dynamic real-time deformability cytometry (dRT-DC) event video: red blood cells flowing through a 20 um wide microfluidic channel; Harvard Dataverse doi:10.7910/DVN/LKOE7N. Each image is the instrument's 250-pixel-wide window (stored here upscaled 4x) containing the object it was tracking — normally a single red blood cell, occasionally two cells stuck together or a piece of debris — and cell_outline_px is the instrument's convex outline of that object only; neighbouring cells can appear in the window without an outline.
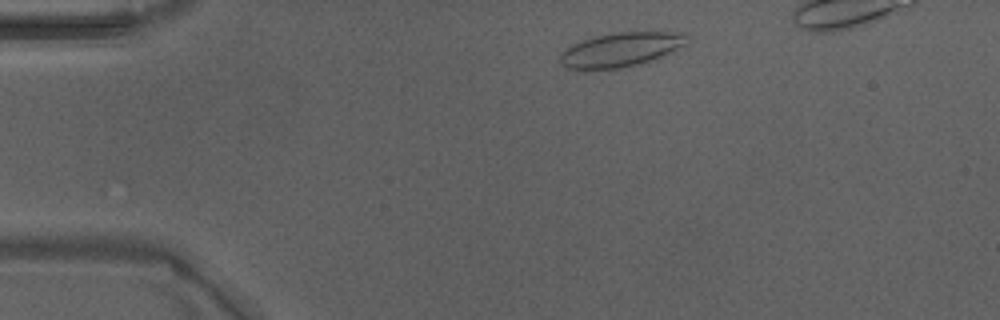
{"species": "Egyptian fruit bat (a non-hibernating species)", "species_latin": "Rousettus aegyptiacus", "temperature_condition": "warm", "stored_images_in_passage": 39, "camera_frame_rate_fps": 3000, "um_per_image_px": 0.085, "animal": {"sex": "male"}, "frame": {"image": 1, "passage_image": 4, "time_ms": 1.0, "image_size_px": [1000, 320], "cell_outline_px": [[688, 36], [684, 44], [656, 60], [620, 68], [568, 68], [560, 64], [560, 52], [572, 44], [596, 36], [616, 32], [684, 32]], "centroid_in_image_um": [52.77, 4.21], "position_along_channel_um": 32.2, "area_um2": 24.97}}
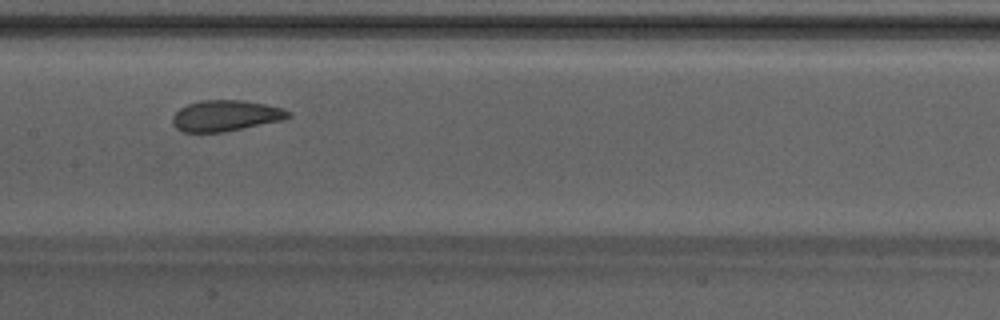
{"frame": {"image": 2, "passage_image": 19, "time_ms": 6.0, "image_size_px": [1000, 320], "cell_outline_px": [[292, 116], [284, 120], [224, 132], [184, 132], [176, 128], [172, 124], [172, 116], [180, 108], [188, 104], [200, 100], [244, 100], [284, 108], [292, 112]], "centroid_in_image_um": [19.21, 9.83], "position_along_channel_um": 188.2, "area_um2": 21.1}}
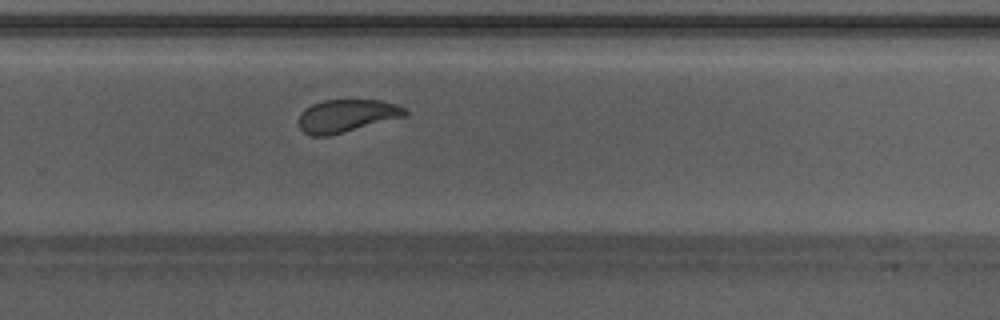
{"frame": {"image": 3, "passage_image": 27, "time_ms": 8.667, "image_size_px": [1000, 320], "cell_outline_px": [[408, 112], [404, 116], [328, 136], [312, 136], [304, 132], [300, 128], [296, 120], [300, 112], [304, 108], [312, 104], [324, 100], [380, 100], [396, 104], [404, 108]], "centroid_in_image_um": [29.38, 9.84], "position_along_channel_um": 300.4, "area_um2": 20.23}, "authors_computed_cell_mechanics": {"area_um2": 21.5016, "velocity_mm_per_s": 4.2247, "shape_relaxation_time_tau1_ms": 7.3776, "shape_relaxation_time_tau2_ms": 1.2459, "deformation_change_tau1": 0.1609, "deformation_change_tau2": 0.0672}}